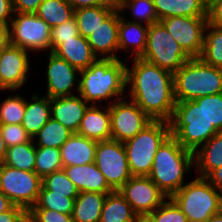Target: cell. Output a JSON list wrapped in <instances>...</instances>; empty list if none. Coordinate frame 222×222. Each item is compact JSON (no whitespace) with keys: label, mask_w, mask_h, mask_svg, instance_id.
<instances>
[{"label":"cell","mask_w":222,"mask_h":222,"mask_svg":"<svg viewBox=\"0 0 222 222\" xmlns=\"http://www.w3.org/2000/svg\"><path fill=\"white\" fill-rule=\"evenodd\" d=\"M132 60L131 68L126 65V97L150 119L169 122L176 104L173 73L142 58Z\"/></svg>","instance_id":"obj_1"},{"label":"cell","mask_w":222,"mask_h":222,"mask_svg":"<svg viewBox=\"0 0 222 222\" xmlns=\"http://www.w3.org/2000/svg\"><path fill=\"white\" fill-rule=\"evenodd\" d=\"M121 59H97L79 74V95L90 105H107L126 97V64ZM125 94V95H124ZM113 100V101H112ZM100 102V103H99Z\"/></svg>","instance_id":"obj_2"},{"label":"cell","mask_w":222,"mask_h":222,"mask_svg":"<svg viewBox=\"0 0 222 222\" xmlns=\"http://www.w3.org/2000/svg\"><path fill=\"white\" fill-rule=\"evenodd\" d=\"M192 167L194 152L183 148L170 135L158 148L148 177L169 198L185 185V175Z\"/></svg>","instance_id":"obj_3"},{"label":"cell","mask_w":222,"mask_h":222,"mask_svg":"<svg viewBox=\"0 0 222 222\" xmlns=\"http://www.w3.org/2000/svg\"><path fill=\"white\" fill-rule=\"evenodd\" d=\"M173 76L176 102L222 93V69L205 63L200 57L190 58Z\"/></svg>","instance_id":"obj_4"},{"label":"cell","mask_w":222,"mask_h":222,"mask_svg":"<svg viewBox=\"0 0 222 222\" xmlns=\"http://www.w3.org/2000/svg\"><path fill=\"white\" fill-rule=\"evenodd\" d=\"M169 124L171 136L192 152L219 132L207 120L203 107L194 100L176 102Z\"/></svg>","instance_id":"obj_5"},{"label":"cell","mask_w":222,"mask_h":222,"mask_svg":"<svg viewBox=\"0 0 222 222\" xmlns=\"http://www.w3.org/2000/svg\"><path fill=\"white\" fill-rule=\"evenodd\" d=\"M171 135L170 124L152 120L133 138L123 142L132 176H148L158 148Z\"/></svg>","instance_id":"obj_6"},{"label":"cell","mask_w":222,"mask_h":222,"mask_svg":"<svg viewBox=\"0 0 222 222\" xmlns=\"http://www.w3.org/2000/svg\"><path fill=\"white\" fill-rule=\"evenodd\" d=\"M170 198L189 222H206L222 210V198L205 177L196 176Z\"/></svg>","instance_id":"obj_7"},{"label":"cell","mask_w":222,"mask_h":222,"mask_svg":"<svg viewBox=\"0 0 222 222\" xmlns=\"http://www.w3.org/2000/svg\"><path fill=\"white\" fill-rule=\"evenodd\" d=\"M140 58L173 74L190 59L160 21L148 27L146 48Z\"/></svg>","instance_id":"obj_8"},{"label":"cell","mask_w":222,"mask_h":222,"mask_svg":"<svg viewBox=\"0 0 222 222\" xmlns=\"http://www.w3.org/2000/svg\"><path fill=\"white\" fill-rule=\"evenodd\" d=\"M50 30L51 27L35 13L14 12L9 23L10 44L30 54L46 50L51 52Z\"/></svg>","instance_id":"obj_9"},{"label":"cell","mask_w":222,"mask_h":222,"mask_svg":"<svg viewBox=\"0 0 222 222\" xmlns=\"http://www.w3.org/2000/svg\"><path fill=\"white\" fill-rule=\"evenodd\" d=\"M42 178L34 171L19 170L0 165V191L15 206L28 212L37 202Z\"/></svg>","instance_id":"obj_10"},{"label":"cell","mask_w":222,"mask_h":222,"mask_svg":"<svg viewBox=\"0 0 222 222\" xmlns=\"http://www.w3.org/2000/svg\"><path fill=\"white\" fill-rule=\"evenodd\" d=\"M94 163L114 191H118L132 177L125 147L114 139L98 141Z\"/></svg>","instance_id":"obj_11"},{"label":"cell","mask_w":222,"mask_h":222,"mask_svg":"<svg viewBox=\"0 0 222 222\" xmlns=\"http://www.w3.org/2000/svg\"><path fill=\"white\" fill-rule=\"evenodd\" d=\"M109 112L111 139L122 143L133 138L152 121L134 101L127 97L109 105Z\"/></svg>","instance_id":"obj_12"},{"label":"cell","mask_w":222,"mask_h":222,"mask_svg":"<svg viewBox=\"0 0 222 222\" xmlns=\"http://www.w3.org/2000/svg\"><path fill=\"white\" fill-rule=\"evenodd\" d=\"M159 21L190 58L200 57L207 17L171 16Z\"/></svg>","instance_id":"obj_13"},{"label":"cell","mask_w":222,"mask_h":222,"mask_svg":"<svg viewBox=\"0 0 222 222\" xmlns=\"http://www.w3.org/2000/svg\"><path fill=\"white\" fill-rule=\"evenodd\" d=\"M118 191L138 216H148L168 198L148 176H132Z\"/></svg>","instance_id":"obj_14"},{"label":"cell","mask_w":222,"mask_h":222,"mask_svg":"<svg viewBox=\"0 0 222 222\" xmlns=\"http://www.w3.org/2000/svg\"><path fill=\"white\" fill-rule=\"evenodd\" d=\"M30 52L9 44L0 51V90L21 89L30 75Z\"/></svg>","instance_id":"obj_15"},{"label":"cell","mask_w":222,"mask_h":222,"mask_svg":"<svg viewBox=\"0 0 222 222\" xmlns=\"http://www.w3.org/2000/svg\"><path fill=\"white\" fill-rule=\"evenodd\" d=\"M48 63L46 69L47 94L49 98L60 96H72L79 91L80 71L74 68L66 60L58 57L55 53H48ZM76 86V88H75ZM75 90V91H74Z\"/></svg>","instance_id":"obj_16"},{"label":"cell","mask_w":222,"mask_h":222,"mask_svg":"<svg viewBox=\"0 0 222 222\" xmlns=\"http://www.w3.org/2000/svg\"><path fill=\"white\" fill-rule=\"evenodd\" d=\"M119 10L116 9L87 37L93 54L98 59H119L118 47Z\"/></svg>","instance_id":"obj_17"},{"label":"cell","mask_w":222,"mask_h":222,"mask_svg":"<svg viewBox=\"0 0 222 222\" xmlns=\"http://www.w3.org/2000/svg\"><path fill=\"white\" fill-rule=\"evenodd\" d=\"M51 118L77 133L85 111L90 106L79 94L50 98Z\"/></svg>","instance_id":"obj_18"},{"label":"cell","mask_w":222,"mask_h":222,"mask_svg":"<svg viewBox=\"0 0 222 222\" xmlns=\"http://www.w3.org/2000/svg\"><path fill=\"white\" fill-rule=\"evenodd\" d=\"M67 177L77 187L79 192L112 193L114 190L108 185L103 173L96 164H83L62 168Z\"/></svg>","instance_id":"obj_19"},{"label":"cell","mask_w":222,"mask_h":222,"mask_svg":"<svg viewBox=\"0 0 222 222\" xmlns=\"http://www.w3.org/2000/svg\"><path fill=\"white\" fill-rule=\"evenodd\" d=\"M124 15L119 12V26H118V47L119 51L132 54V58H140L146 48L148 25L130 22ZM131 49V50H130ZM133 53H132V52ZM130 52V53H129Z\"/></svg>","instance_id":"obj_20"},{"label":"cell","mask_w":222,"mask_h":222,"mask_svg":"<svg viewBox=\"0 0 222 222\" xmlns=\"http://www.w3.org/2000/svg\"><path fill=\"white\" fill-rule=\"evenodd\" d=\"M78 134L96 141L111 139V117L109 105L100 108L97 105H90L85 111L81 120Z\"/></svg>","instance_id":"obj_21"},{"label":"cell","mask_w":222,"mask_h":222,"mask_svg":"<svg viewBox=\"0 0 222 222\" xmlns=\"http://www.w3.org/2000/svg\"><path fill=\"white\" fill-rule=\"evenodd\" d=\"M98 141L73 133L60 147L63 167L94 162Z\"/></svg>","instance_id":"obj_22"},{"label":"cell","mask_w":222,"mask_h":222,"mask_svg":"<svg viewBox=\"0 0 222 222\" xmlns=\"http://www.w3.org/2000/svg\"><path fill=\"white\" fill-rule=\"evenodd\" d=\"M53 53L63 60H66L79 71L86 69L98 59L93 54L87 38L81 35L69 40H63Z\"/></svg>","instance_id":"obj_23"},{"label":"cell","mask_w":222,"mask_h":222,"mask_svg":"<svg viewBox=\"0 0 222 222\" xmlns=\"http://www.w3.org/2000/svg\"><path fill=\"white\" fill-rule=\"evenodd\" d=\"M221 166L222 132H218L194 152V167L200 177L207 178Z\"/></svg>","instance_id":"obj_24"},{"label":"cell","mask_w":222,"mask_h":222,"mask_svg":"<svg viewBox=\"0 0 222 222\" xmlns=\"http://www.w3.org/2000/svg\"><path fill=\"white\" fill-rule=\"evenodd\" d=\"M158 19L171 16L207 17L208 0H153Z\"/></svg>","instance_id":"obj_25"},{"label":"cell","mask_w":222,"mask_h":222,"mask_svg":"<svg viewBox=\"0 0 222 222\" xmlns=\"http://www.w3.org/2000/svg\"><path fill=\"white\" fill-rule=\"evenodd\" d=\"M33 94L34 95L30 96V101L26 100V108L21 124L31 138H33L51 118L50 98L44 95L39 96L38 93Z\"/></svg>","instance_id":"obj_26"},{"label":"cell","mask_w":222,"mask_h":222,"mask_svg":"<svg viewBox=\"0 0 222 222\" xmlns=\"http://www.w3.org/2000/svg\"><path fill=\"white\" fill-rule=\"evenodd\" d=\"M107 194L79 192L71 214L73 222H99Z\"/></svg>","instance_id":"obj_27"},{"label":"cell","mask_w":222,"mask_h":222,"mask_svg":"<svg viewBox=\"0 0 222 222\" xmlns=\"http://www.w3.org/2000/svg\"><path fill=\"white\" fill-rule=\"evenodd\" d=\"M138 215L119 191L107 194L99 222H136Z\"/></svg>","instance_id":"obj_28"},{"label":"cell","mask_w":222,"mask_h":222,"mask_svg":"<svg viewBox=\"0 0 222 222\" xmlns=\"http://www.w3.org/2000/svg\"><path fill=\"white\" fill-rule=\"evenodd\" d=\"M116 6L102 5L93 7H82L74 10L79 34L87 38L100 26L115 10Z\"/></svg>","instance_id":"obj_29"},{"label":"cell","mask_w":222,"mask_h":222,"mask_svg":"<svg viewBox=\"0 0 222 222\" xmlns=\"http://www.w3.org/2000/svg\"><path fill=\"white\" fill-rule=\"evenodd\" d=\"M35 14L50 27H55L74 16V9L67 0H43Z\"/></svg>","instance_id":"obj_30"},{"label":"cell","mask_w":222,"mask_h":222,"mask_svg":"<svg viewBox=\"0 0 222 222\" xmlns=\"http://www.w3.org/2000/svg\"><path fill=\"white\" fill-rule=\"evenodd\" d=\"M72 134L73 132L60 122L50 118L32 140L36 147L60 148Z\"/></svg>","instance_id":"obj_31"},{"label":"cell","mask_w":222,"mask_h":222,"mask_svg":"<svg viewBox=\"0 0 222 222\" xmlns=\"http://www.w3.org/2000/svg\"><path fill=\"white\" fill-rule=\"evenodd\" d=\"M200 58L205 63L222 69V28L207 23Z\"/></svg>","instance_id":"obj_32"},{"label":"cell","mask_w":222,"mask_h":222,"mask_svg":"<svg viewBox=\"0 0 222 222\" xmlns=\"http://www.w3.org/2000/svg\"><path fill=\"white\" fill-rule=\"evenodd\" d=\"M36 146L33 140L7 148L3 164L19 170L34 171Z\"/></svg>","instance_id":"obj_33"},{"label":"cell","mask_w":222,"mask_h":222,"mask_svg":"<svg viewBox=\"0 0 222 222\" xmlns=\"http://www.w3.org/2000/svg\"><path fill=\"white\" fill-rule=\"evenodd\" d=\"M121 15H126L127 9L131 11L130 22L152 25L159 22L153 0H125L118 8ZM126 10V11H125Z\"/></svg>","instance_id":"obj_34"},{"label":"cell","mask_w":222,"mask_h":222,"mask_svg":"<svg viewBox=\"0 0 222 222\" xmlns=\"http://www.w3.org/2000/svg\"><path fill=\"white\" fill-rule=\"evenodd\" d=\"M62 159L60 148L36 147V158L34 172L40 177L62 170Z\"/></svg>","instance_id":"obj_35"},{"label":"cell","mask_w":222,"mask_h":222,"mask_svg":"<svg viewBox=\"0 0 222 222\" xmlns=\"http://www.w3.org/2000/svg\"><path fill=\"white\" fill-rule=\"evenodd\" d=\"M75 199L65 195L52 194V191L42 185L38 200L31 209H50L64 214H72Z\"/></svg>","instance_id":"obj_36"},{"label":"cell","mask_w":222,"mask_h":222,"mask_svg":"<svg viewBox=\"0 0 222 222\" xmlns=\"http://www.w3.org/2000/svg\"><path fill=\"white\" fill-rule=\"evenodd\" d=\"M26 99L16 94L3 99L0 103V124H22Z\"/></svg>","instance_id":"obj_37"},{"label":"cell","mask_w":222,"mask_h":222,"mask_svg":"<svg viewBox=\"0 0 222 222\" xmlns=\"http://www.w3.org/2000/svg\"><path fill=\"white\" fill-rule=\"evenodd\" d=\"M42 185L52 191V194L65 195L70 198H76L79 194L77 187L67 177L63 169L45 176L42 179Z\"/></svg>","instance_id":"obj_38"},{"label":"cell","mask_w":222,"mask_h":222,"mask_svg":"<svg viewBox=\"0 0 222 222\" xmlns=\"http://www.w3.org/2000/svg\"><path fill=\"white\" fill-rule=\"evenodd\" d=\"M194 101L203 107L209 123L222 132V93L201 96Z\"/></svg>","instance_id":"obj_39"},{"label":"cell","mask_w":222,"mask_h":222,"mask_svg":"<svg viewBox=\"0 0 222 222\" xmlns=\"http://www.w3.org/2000/svg\"><path fill=\"white\" fill-rule=\"evenodd\" d=\"M148 216L154 222H189L186 215L170 197Z\"/></svg>","instance_id":"obj_40"},{"label":"cell","mask_w":222,"mask_h":222,"mask_svg":"<svg viewBox=\"0 0 222 222\" xmlns=\"http://www.w3.org/2000/svg\"><path fill=\"white\" fill-rule=\"evenodd\" d=\"M78 35H80L79 29L74 16L60 25L51 27V52H53L63 42V40H69Z\"/></svg>","instance_id":"obj_41"},{"label":"cell","mask_w":222,"mask_h":222,"mask_svg":"<svg viewBox=\"0 0 222 222\" xmlns=\"http://www.w3.org/2000/svg\"><path fill=\"white\" fill-rule=\"evenodd\" d=\"M0 131L7 148L32 140L21 124H0Z\"/></svg>","instance_id":"obj_42"},{"label":"cell","mask_w":222,"mask_h":222,"mask_svg":"<svg viewBox=\"0 0 222 222\" xmlns=\"http://www.w3.org/2000/svg\"><path fill=\"white\" fill-rule=\"evenodd\" d=\"M28 222H73L71 214H64L50 209H30Z\"/></svg>","instance_id":"obj_43"},{"label":"cell","mask_w":222,"mask_h":222,"mask_svg":"<svg viewBox=\"0 0 222 222\" xmlns=\"http://www.w3.org/2000/svg\"><path fill=\"white\" fill-rule=\"evenodd\" d=\"M207 21L212 26L222 28V0H208Z\"/></svg>","instance_id":"obj_44"},{"label":"cell","mask_w":222,"mask_h":222,"mask_svg":"<svg viewBox=\"0 0 222 222\" xmlns=\"http://www.w3.org/2000/svg\"><path fill=\"white\" fill-rule=\"evenodd\" d=\"M27 212L19 206L13 205L8 211L0 213V222H26Z\"/></svg>","instance_id":"obj_45"},{"label":"cell","mask_w":222,"mask_h":222,"mask_svg":"<svg viewBox=\"0 0 222 222\" xmlns=\"http://www.w3.org/2000/svg\"><path fill=\"white\" fill-rule=\"evenodd\" d=\"M43 0H12L14 12L35 13Z\"/></svg>","instance_id":"obj_46"},{"label":"cell","mask_w":222,"mask_h":222,"mask_svg":"<svg viewBox=\"0 0 222 222\" xmlns=\"http://www.w3.org/2000/svg\"><path fill=\"white\" fill-rule=\"evenodd\" d=\"M13 14L12 0H0V24L9 25Z\"/></svg>","instance_id":"obj_47"},{"label":"cell","mask_w":222,"mask_h":222,"mask_svg":"<svg viewBox=\"0 0 222 222\" xmlns=\"http://www.w3.org/2000/svg\"><path fill=\"white\" fill-rule=\"evenodd\" d=\"M73 9L82 7H93L102 5H112L108 0H67Z\"/></svg>","instance_id":"obj_48"},{"label":"cell","mask_w":222,"mask_h":222,"mask_svg":"<svg viewBox=\"0 0 222 222\" xmlns=\"http://www.w3.org/2000/svg\"><path fill=\"white\" fill-rule=\"evenodd\" d=\"M207 179L222 198V166L215 169Z\"/></svg>","instance_id":"obj_49"},{"label":"cell","mask_w":222,"mask_h":222,"mask_svg":"<svg viewBox=\"0 0 222 222\" xmlns=\"http://www.w3.org/2000/svg\"><path fill=\"white\" fill-rule=\"evenodd\" d=\"M10 44L9 25L0 24V51Z\"/></svg>","instance_id":"obj_50"},{"label":"cell","mask_w":222,"mask_h":222,"mask_svg":"<svg viewBox=\"0 0 222 222\" xmlns=\"http://www.w3.org/2000/svg\"><path fill=\"white\" fill-rule=\"evenodd\" d=\"M13 204L9 200L8 197H6L1 191H0V213L8 211Z\"/></svg>","instance_id":"obj_51"},{"label":"cell","mask_w":222,"mask_h":222,"mask_svg":"<svg viewBox=\"0 0 222 222\" xmlns=\"http://www.w3.org/2000/svg\"><path fill=\"white\" fill-rule=\"evenodd\" d=\"M6 152H7V146L5 145V142L3 140V137L0 131V165H2L4 162Z\"/></svg>","instance_id":"obj_52"},{"label":"cell","mask_w":222,"mask_h":222,"mask_svg":"<svg viewBox=\"0 0 222 222\" xmlns=\"http://www.w3.org/2000/svg\"><path fill=\"white\" fill-rule=\"evenodd\" d=\"M206 222H222V210L212 215Z\"/></svg>","instance_id":"obj_53"},{"label":"cell","mask_w":222,"mask_h":222,"mask_svg":"<svg viewBox=\"0 0 222 222\" xmlns=\"http://www.w3.org/2000/svg\"><path fill=\"white\" fill-rule=\"evenodd\" d=\"M136 222H154L149 216H138Z\"/></svg>","instance_id":"obj_54"},{"label":"cell","mask_w":222,"mask_h":222,"mask_svg":"<svg viewBox=\"0 0 222 222\" xmlns=\"http://www.w3.org/2000/svg\"><path fill=\"white\" fill-rule=\"evenodd\" d=\"M113 6L117 8L125 1V0H108Z\"/></svg>","instance_id":"obj_55"}]
</instances>
